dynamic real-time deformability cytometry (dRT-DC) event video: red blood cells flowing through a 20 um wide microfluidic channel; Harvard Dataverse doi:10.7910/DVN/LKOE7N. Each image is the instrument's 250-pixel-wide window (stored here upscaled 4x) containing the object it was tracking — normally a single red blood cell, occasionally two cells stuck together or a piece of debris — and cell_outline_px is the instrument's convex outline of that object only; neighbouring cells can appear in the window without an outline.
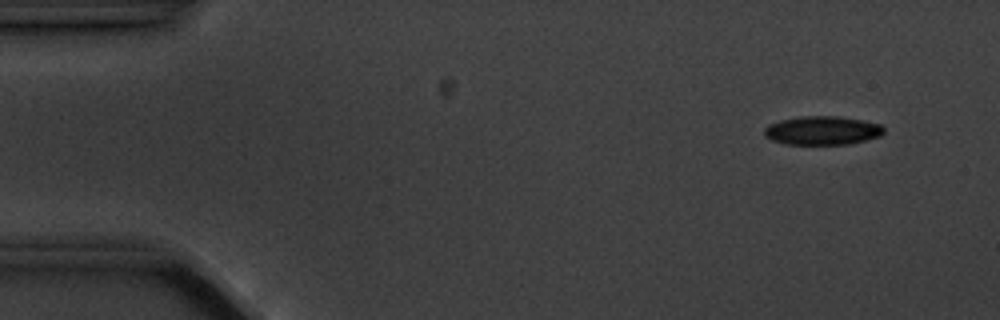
{"species": "common noctule bat (a hibernating species)", "species_latin": "Nyctalus noctula", "temperature_condition": "cold", "stored_images_in_passage": 5, "camera_frame_rate_fps": 3000, "um_per_image_px": 0.085, "animal": {"sex": "male", "body_mass_g": 20.1, "forearm_length_mm": 53.5}, "frame": {"image": 1, "passage_image": 2, "time_ms": 1.333, "image_size_px": [1000, 320], "cell_outline_px": [[884, 132], [880, 136], [848, 144], [788, 144], [772, 140], [764, 136], [764, 128], [768, 124], [780, 120], [804, 116], [836, 116], [860, 120], [880, 124], [884, 128]], "centroid_in_image_um": [69.87, 11.09], "position_along_channel_um": 15.1, "area_um2": 19.83}}